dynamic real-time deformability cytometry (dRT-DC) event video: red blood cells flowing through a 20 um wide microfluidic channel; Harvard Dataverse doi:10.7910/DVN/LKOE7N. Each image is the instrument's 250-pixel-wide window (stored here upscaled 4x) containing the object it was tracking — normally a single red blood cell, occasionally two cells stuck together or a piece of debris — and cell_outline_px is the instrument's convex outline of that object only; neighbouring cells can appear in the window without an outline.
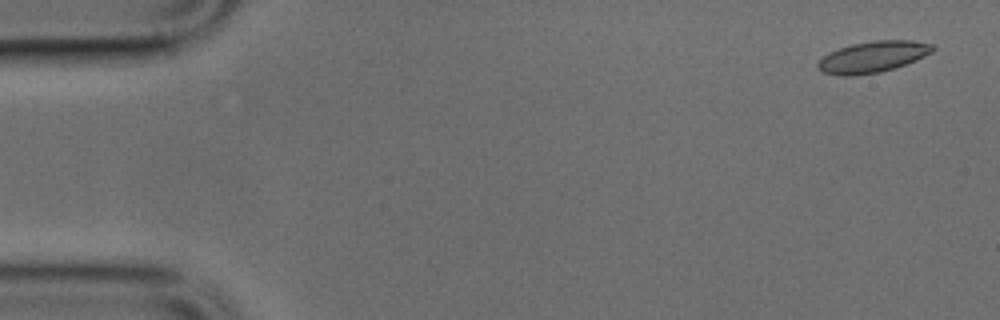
{"species": "common noctule bat (a hibernating species)", "species_latin": "Nyctalus noctula", "temperature_condition": "cold", "stored_images_in_passage": 11, "camera_frame_rate_fps": 3000, "um_per_image_px": 0.085, "animal": {"sex": "male", "body_mass_g": 17.9, "forearm_length_mm": 54.2}, "frame": {"image": 1, "passage_image": 1, "time_ms": 0.0, "image_size_px": [1000, 320], "cell_outline_px": [[936, 48], [932, 52], [916, 60], [880, 72], [852, 76], [840, 76], [824, 72], [816, 68], [816, 64], [824, 56], [840, 48], [852, 44], [876, 40], [912, 40], [936, 44]], "centroid_in_image_um": [74.22, 4.83], "position_along_channel_um": 10.8, "area_um2": 20.81}}